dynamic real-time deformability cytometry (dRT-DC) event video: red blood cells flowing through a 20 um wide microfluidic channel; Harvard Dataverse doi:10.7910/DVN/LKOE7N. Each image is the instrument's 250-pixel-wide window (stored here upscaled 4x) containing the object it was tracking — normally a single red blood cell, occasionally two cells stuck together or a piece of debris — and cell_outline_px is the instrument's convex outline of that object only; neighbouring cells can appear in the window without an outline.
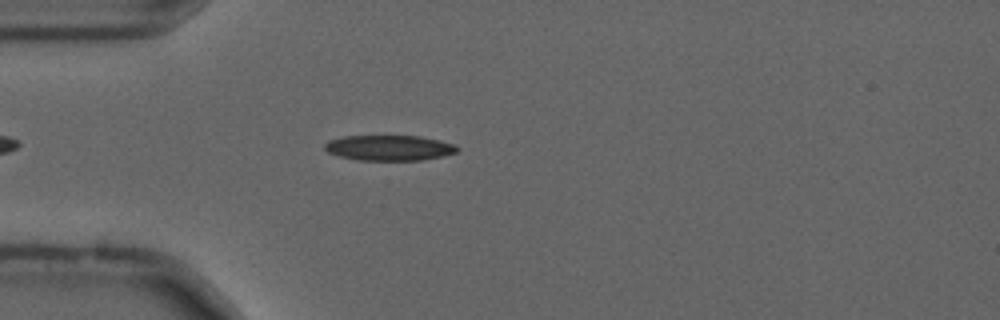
{"species": "common noctule bat (a hibernating species)", "species_latin": "Nyctalus noctula", "temperature_condition": "cold", "stored_images_in_passage": 44, "camera_frame_rate_fps": 3000, "um_per_image_px": 0.085, "animal": {"sex": "male", "forearm_length_mm": 52.5}, "frame": {"image": 1, "passage_image": 4, "time_ms": 1.0, "image_size_px": [1000, 320], "cell_outline_px": [[460, 148], [456, 152], [444, 156], [424, 160], [360, 160], [340, 156], [328, 152], [324, 148], [324, 144], [328, 140], [344, 136], [420, 136], [440, 140], [456, 144]], "centroid_in_image_um": [33.12, 12.56], "position_along_channel_um": 51.9, "area_um2": 19.71}}
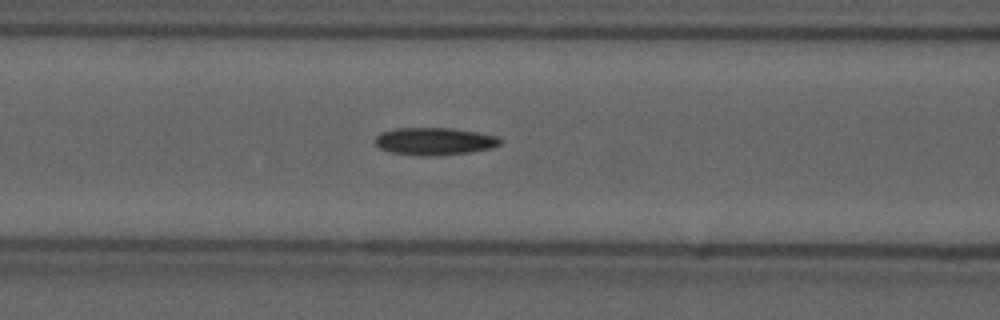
{"frame": {"image": 2, "passage_image": 11, "time_ms": 3.333, "image_size_px": [1000, 320], "cell_outline_px": [[504, 140], [500, 144], [492, 148], [468, 152], [436, 156], [420, 156], [392, 152], [380, 148], [376, 144], [376, 136], [380, 132], [396, 128], [452, 128], [476, 132], [496, 136]], "centroid_in_image_um": [36.94, 12.01], "position_along_channel_um": 129.7, "area_um2": 20.0}}
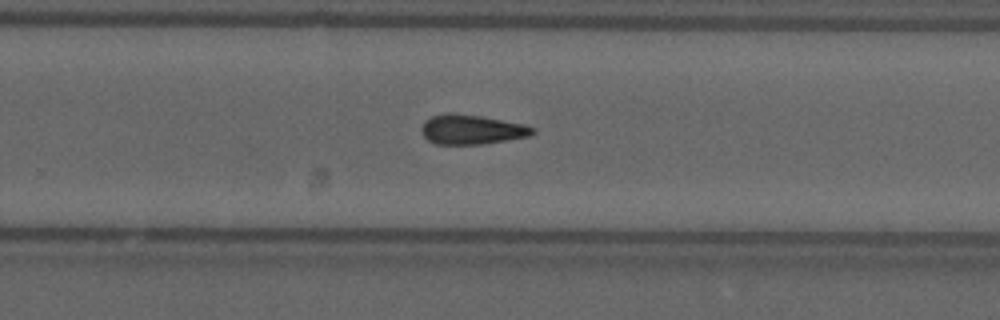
{"frame": {"image": 3, "passage_image": 24, "time_ms": 7.667, "image_size_px": [1000, 320], "cell_outline_px": [[536, 132], [528, 136], [484, 144], [436, 144], [428, 140], [424, 136], [420, 128], [424, 120], [432, 116], [480, 116], [524, 124], [536, 128]], "centroid_in_image_um": [40.13, 11.05], "position_along_channel_um": 289.7, "area_um2": 18.5}, "authors_computed_cell_mechanics": {"area_um2": 19.0451, "velocity_mm_per_s": 3.7062, "shape_relaxation_time_tau1_ms": 6.2221, "shape_relaxation_time_tau2_ms": 6.8374, "deformation_change_tau1": 0.1523, "deformation_change_tau2": 0.1758}}